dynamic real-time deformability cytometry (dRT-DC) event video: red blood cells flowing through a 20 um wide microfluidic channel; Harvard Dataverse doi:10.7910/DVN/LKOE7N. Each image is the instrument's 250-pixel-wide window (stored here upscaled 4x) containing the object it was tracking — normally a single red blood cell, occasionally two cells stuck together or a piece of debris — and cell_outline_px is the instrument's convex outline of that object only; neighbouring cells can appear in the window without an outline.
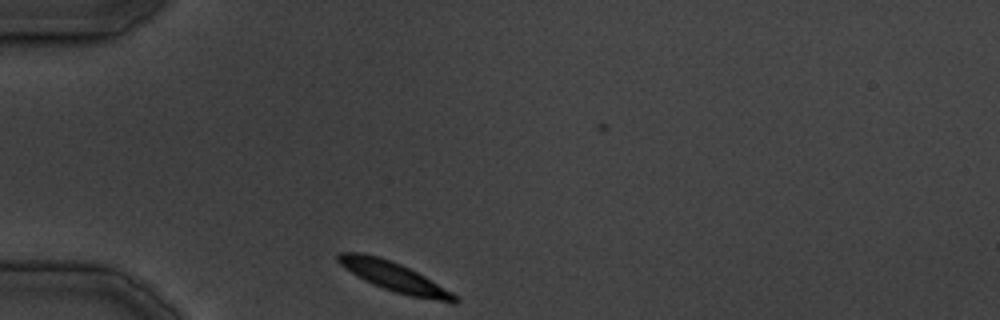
{"species": "common noctule bat (a hibernating species)", "species_latin": "Nyctalus noctula", "temperature_condition": "cold", "stored_images_in_passage": 27, "camera_frame_rate_fps": 3000, "um_per_image_px": 0.085, "animal": {"sex": "male", "body_mass_g": 19.5, "forearm_length_mm": 54.6}, "frame": {"image": 1, "passage_image": 1, "time_ms": 0.0, "image_size_px": [1000, 320], "cell_outline_px": [[460, 300], [456, 304], [452, 304], [412, 296], [396, 292], [372, 284], [356, 276], [344, 268], [336, 260], [336, 256], [340, 252], [360, 252], [380, 256], [400, 264], [424, 276], [460, 296]], "centroid_in_image_um": [33.53, 23.54], "position_along_channel_um": 51.5, "area_um2": 20.11}}
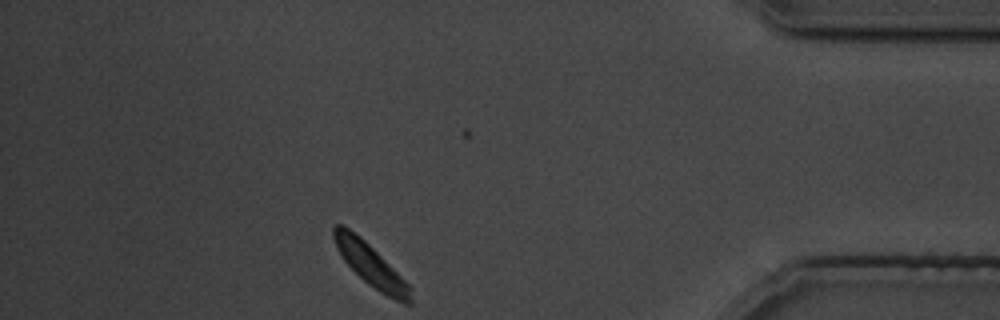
{"frame": {"image": 2, "passage_image": 26, "time_ms": 30.0, "image_size_px": [1000, 320], "cell_outline_px": [[412, 304], [404, 304], [380, 292], [368, 284], [344, 260], [336, 248], [332, 236], [332, 228], [336, 224], [344, 224], [360, 236], [412, 288]], "centroid_in_image_um": [31.48, 22.51], "position_along_channel_um": 403.7, "area_um2": 18.55}}